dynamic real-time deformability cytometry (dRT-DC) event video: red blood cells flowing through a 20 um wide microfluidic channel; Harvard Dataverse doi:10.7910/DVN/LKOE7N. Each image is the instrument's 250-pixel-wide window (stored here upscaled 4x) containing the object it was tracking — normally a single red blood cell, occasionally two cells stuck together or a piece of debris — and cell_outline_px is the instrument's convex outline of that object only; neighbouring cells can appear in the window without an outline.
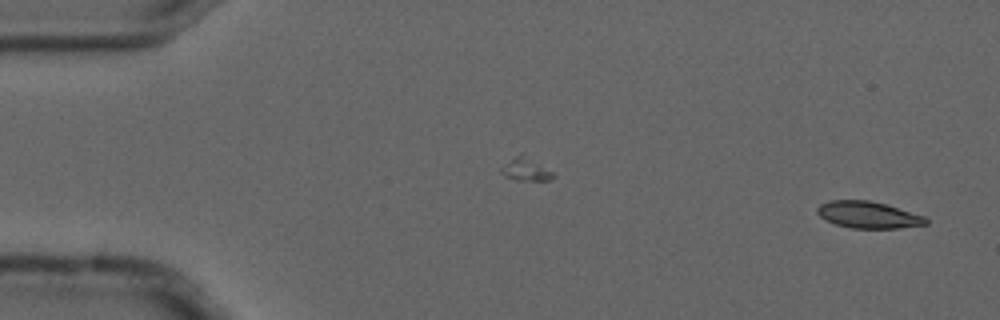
{"species": "common noctule bat (a hibernating species)", "species_latin": "Nyctalus noctula", "temperature_condition": "cold", "stored_images_in_passage": 2, "camera_frame_rate_fps": 3000, "um_per_image_px": 0.085, "animal": {"sex": "male", "forearm_length_mm": 52.5}, "frame": {"image": 1, "passage_image": 2, "time_ms": 0.333, "image_size_px": [1000, 320], "cell_outline_px": [[928, 224], [900, 228], [852, 228], [836, 224], [824, 220], [816, 212], [816, 208], [820, 204], [828, 200], [868, 200], [884, 204], [924, 216], [928, 220]], "centroid_in_image_um": [73.76, 18.26], "position_along_channel_um": 11.2, "area_um2": 16.88}}